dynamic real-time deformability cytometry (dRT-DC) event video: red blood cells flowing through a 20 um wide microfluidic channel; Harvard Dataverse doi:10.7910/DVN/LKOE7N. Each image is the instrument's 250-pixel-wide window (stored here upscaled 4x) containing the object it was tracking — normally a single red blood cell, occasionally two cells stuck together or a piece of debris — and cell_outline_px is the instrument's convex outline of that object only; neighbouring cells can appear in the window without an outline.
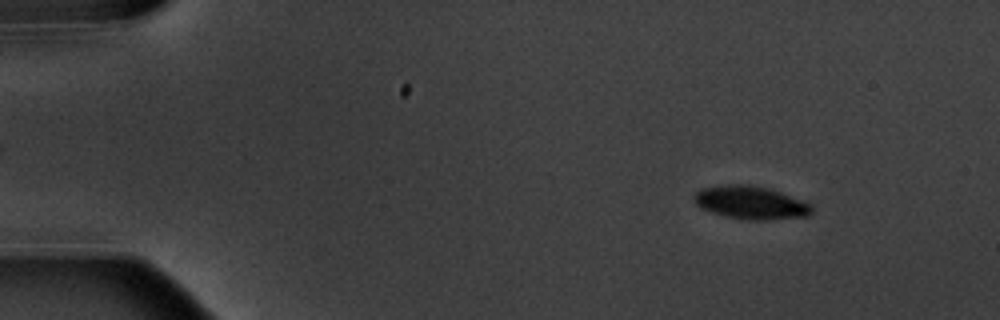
{"species": "common noctule bat (a hibernating species)", "species_latin": "Nyctalus noctula", "temperature_condition": "warm", "stored_images_in_passage": 4, "camera_frame_rate_fps": 3000, "um_per_image_px": 0.085, "animal": {"sex": "male", "body_mass_g": 20.1, "forearm_length_mm": 53.5}, "frame": {"image": 1, "passage_image": 2, "time_ms": 1.0, "image_size_px": [1000, 320], "cell_outline_px": [[812, 212], [808, 216], [764, 220], [748, 220], [724, 216], [700, 208], [692, 200], [692, 196], [700, 188], [724, 184], [748, 184], [768, 188], [780, 192], [812, 204]], "centroid_in_image_um": [63.76, 17.21], "position_along_channel_um": 21.2, "area_um2": 22.89}}
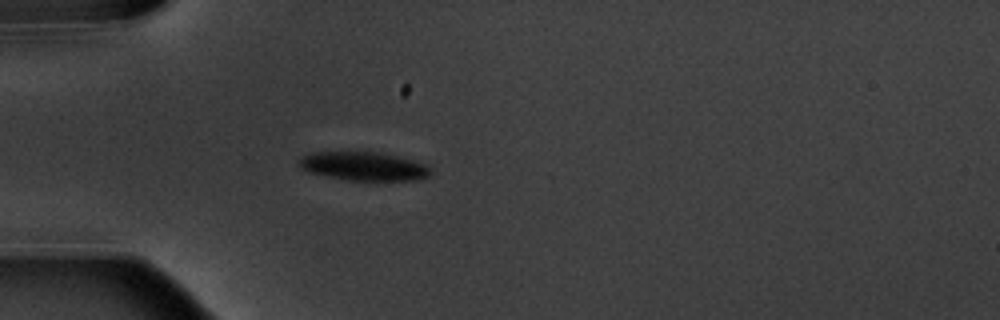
{"frame": {"image": 2, "passage_image": 4, "time_ms": 4.333, "image_size_px": [1000, 320], "cell_outline_px": [[432, 172], [428, 176], [416, 180], [344, 180], [308, 172], [300, 168], [296, 164], [296, 160], [300, 156], [312, 152], [384, 152], [416, 160], [432, 168]], "centroid_in_image_um": [30.88, 14.12], "position_along_channel_um": 54.1, "area_um2": 22.48}}